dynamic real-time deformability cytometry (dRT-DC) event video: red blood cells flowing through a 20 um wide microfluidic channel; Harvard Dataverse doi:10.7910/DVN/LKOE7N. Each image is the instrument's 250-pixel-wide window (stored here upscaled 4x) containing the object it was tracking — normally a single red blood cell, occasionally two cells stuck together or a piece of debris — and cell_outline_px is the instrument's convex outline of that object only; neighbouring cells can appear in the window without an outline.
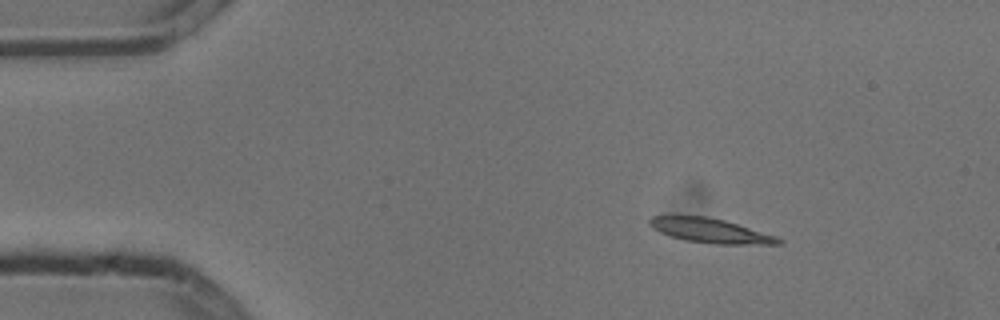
{"species": "common noctule bat (a hibernating species)", "species_latin": "Nyctalus noctula", "temperature_condition": "cold", "stored_images_in_passage": 3, "camera_frame_rate_fps": 3000, "um_per_image_px": 0.085, "animal": {"sex": "male", "body_mass_g": 13.3}, "frame": {"image": 1, "passage_image": 1, "time_ms": 0.0, "image_size_px": [1000, 320], "cell_outline_px": [[784, 244], [712, 244], [684, 240], [668, 236], [652, 228], [648, 224], [648, 220], [652, 216], [708, 216], [724, 220], [776, 236], [784, 240]], "centroid_in_image_um": [60.37, 19.61], "position_along_channel_um": 24.6, "area_um2": 18.44}}